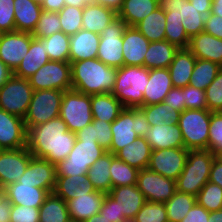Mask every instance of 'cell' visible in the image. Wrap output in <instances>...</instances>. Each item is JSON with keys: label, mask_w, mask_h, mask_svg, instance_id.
<instances>
[{"label": "cell", "mask_w": 222, "mask_h": 222, "mask_svg": "<svg viewBox=\"0 0 222 222\" xmlns=\"http://www.w3.org/2000/svg\"><path fill=\"white\" fill-rule=\"evenodd\" d=\"M76 134L59 117L27 130V148L33 157L54 165L66 159L75 145Z\"/></svg>", "instance_id": "obj_1"}, {"label": "cell", "mask_w": 222, "mask_h": 222, "mask_svg": "<svg viewBox=\"0 0 222 222\" xmlns=\"http://www.w3.org/2000/svg\"><path fill=\"white\" fill-rule=\"evenodd\" d=\"M116 72L97 58L72 62V89L87 95L111 93Z\"/></svg>", "instance_id": "obj_2"}, {"label": "cell", "mask_w": 222, "mask_h": 222, "mask_svg": "<svg viewBox=\"0 0 222 222\" xmlns=\"http://www.w3.org/2000/svg\"><path fill=\"white\" fill-rule=\"evenodd\" d=\"M149 69L144 66H122L117 69L112 94L124 108L143 106V93L148 84Z\"/></svg>", "instance_id": "obj_3"}, {"label": "cell", "mask_w": 222, "mask_h": 222, "mask_svg": "<svg viewBox=\"0 0 222 222\" xmlns=\"http://www.w3.org/2000/svg\"><path fill=\"white\" fill-rule=\"evenodd\" d=\"M215 156L209 149L189 150L184 169L176 180L177 191L196 196L209 181Z\"/></svg>", "instance_id": "obj_4"}, {"label": "cell", "mask_w": 222, "mask_h": 222, "mask_svg": "<svg viewBox=\"0 0 222 222\" xmlns=\"http://www.w3.org/2000/svg\"><path fill=\"white\" fill-rule=\"evenodd\" d=\"M211 112L208 109H185L181 112L177 124L183 136L184 148L208 149Z\"/></svg>", "instance_id": "obj_5"}, {"label": "cell", "mask_w": 222, "mask_h": 222, "mask_svg": "<svg viewBox=\"0 0 222 222\" xmlns=\"http://www.w3.org/2000/svg\"><path fill=\"white\" fill-rule=\"evenodd\" d=\"M106 152L96 140H75L68 157L56 165L57 176L87 174L94 162Z\"/></svg>", "instance_id": "obj_6"}, {"label": "cell", "mask_w": 222, "mask_h": 222, "mask_svg": "<svg viewBox=\"0 0 222 222\" xmlns=\"http://www.w3.org/2000/svg\"><path fill=\"white\" fill-rule=\"evenodd\" d=\"M63 95L57 89L35 90L24 118L26 130L59 117Z\"/></svg>", "instance_id": "obj_7"}, {"label": "cell", "mask_w": 222, "mask_h": 222, "mask_svg": "<svg viewBox=\"0 0 222 222\" xmlns=\"http://www.w3.org/2000/svg\"><path fill=\"white\" fill-rule=\"evenodd\" d=\"M68 130L76 133L93 121L91 95L73 89L64 91L59 112Z\"/></svg>", "instance_id": "obj_8"}, {"label": "cell", "mask_w": 222, "mask_h": 222, "mask_svg": "<svg viewBox=\"0 0 222 222\" xmlns=\"http://www.w3.org/2000/svg\"><path fill=\"white\" fill-rule=\"evenodd\" d=\"M33 92L34 90L28 79L12 75L11 78L0 87V108L24 119Z\"/></svg>", "instance_id": "obj_9"}, {"label": "cell", "mask_w": 222, "mask_h": 222, "mask_svg": "<svg viewBox=\"0 0 222 222\" xmlns=\"http://www.w3.org/2000/svg\"><path fill=\"white\" fill-rule=\"evenodd\" d=\"M126 27L127 24L117 17L100 34L97 59L109 67L118 69L124 66L122 45Z\"/></svg>", "instance_id": "obj_10"}, {"label": "cell", "mask_w": 222, "mask_h": 222, "mask_svg": "<svg viewBox=\"0 0 222 222\" xmlns=\"http://www.w3.org/2000/svg\"><path fill=\"white\" fill-rule=\"evenodd\" d=\"M33 90L72 89L71 63L49 60L28 78Z\"/></svg>", "instance_id": "obj_11"}, {"label": "cell", "mask_w": 222, "mask_h": 222, "mask_svg": "<svg viewBox=\"0 0 222 222\" xmlns=\"http://www.w3.org/2000/svg\"><path fill=\"white\" fill-rule=\"evenodd\" d=\"M160 7L165 11L166 20L182 21L189 38L204 31L206 16L189 0H160Z\"/></svg>", "instance_id": "obj_12"}, {"label": "cell", "mask_w": 222, "mask_h": 222, "mask_svg": "<svg viewBox=\"0 0 222 222\" xmlns=\"http://www.w3.org/2000/svg\"><path fill=\"white\" fill-rule=\"evenodd\" d=\"M136 186L146 201L167 202L177 191L176 181L148 168L139 170Z\"/></svg>", "instance_id": "obj_13"}, {"label": "cell", "mask_w": 222, "mask_h": 222, "mask_svg": "<svg viewBox=\"0 0 222 222\" xmlns=\"http://www.w3.org/2000/svg\"><path fill=\"white\" fill-rule=\"evenodd\" d=\"M188 152L186 148L153 150L148 169L176 181L184 169Z\"/></svg>", "instance_id": "obj_14"}, {"label": "cell", "mask_w": 222, "mask_h": 222, "mask_svg": "<svg viewBox=\"0 0 222 222\" xmlns=\"http://www.w3.org/2000/svg\"><path fill=\"white\" fill-rule=\"evenodd\" d=\"M32 157L27 147L0 150V187L18 182Z\"/></svg>", "instance_id": "obj_15"}, {"label": "cell", "mask_w": 222, "mask_h": 222, "mask_svg": "<svg viewBox=\"0 0 222 222\" xmlns=\"http://www.w3.org/2000/svg\"><path fill=\"white\" fill-rule=\"evenodd\" d=\"M33 35L29 32L13 31L0 34V59L13 72L28 53Z\"/></svg>", "instance_id": "obj_16"}, {"label": "cell", "mask_w": 222, "mask_h": 222, "mask_svg": "<svg viewBox=\"0 0 222 222\" xmlns=\"http://www.w3.org/2000/svg\"><path fill=\"white\" fill-rule=\"evenodd\" d=\"M27 147L24 119L0 108V150Z\"/></svg>", "instance_id": "obj_17"}, {"label": "cell", "mask_w": 222, "mask_h": 222, "mask_svg": "<svg viewBox=\"0 0 222 222\" xmlns=\"http://www.w3.org/2000/svg\"><path fill=\"white\" fill-rule=\"evenodd\" d=\"M57 179L56 165L45 159L32 157L24 174L19 178V183L35 185L49 193L54 192Z\"/></svg>", "instance_id": "obj_18"}, {"label": "cell", "mask_w": 222, "mask_h": 222, "mask_svg": "<svg viewBox=\"0 0 222 222\" xmlns=\"http://www.w3.org/2000/svg\"><path fill=\"white\" fill-rule=\"evenodd\" d=\"M134 130H136V108H124L111 123L110 152L113 155L139 137Z\"/></svg>", "instance_id": "obj_19"}, {"label": "cell", "mask_w": 222, "mask_h": 222, "mask_svg": "<svg viewBox=\"0 0 222 222\" xmlns=\"http://www.w3.org/2000/svg\"><path fill=\"white\" fill-rule=\"evenodd\" d=\"M150 41L134 26H127L123 33V58L125 66H144Z\"/></svg>", "instance_id": "obj_20"}, {"label": "cell", "mask_w": 222, "mask_h": 222, "mask_svg": "<svg viewBox=\"0 0 222 222\" xmlns=\"http://www.w3.org/2000/svg\"><path fill=\"white\" fill-rule=\"evenodd\" d=\"M116 202L119 216L131 222L146 202L145 197L136 185L117 186L108 193Z\"/></svg>", "instance_id": "obj_21"}, {"label": "cell", "mask_w": 222, "mask_h": 222, "mask_svg": "<svg viewBox=\"0 0 222 222\" xmlns=\"http://www.w3.org/2000/svg\"><path fill=\"white\" fill-rule=\"evenodd\" d=\"M50 193L35 185L21 184L19 182L11 183L4 188V196L12 205H21L27 207L40 208Z\"/></svg>", "instance_id": "obj_22"}, {"label": "cell", "mask_w": 222, "mask_h": 222, "mask_svg": "<svg viewBox=\"0 0 222 222\" xmlns=\"http://www.w3.org/2000/svg\"><path fill=\"white\" fill-rule=\"evenodd\" d=\"M153 150L166 148H184L183 136L178 124H162L150 127L144 135Z\"/></svg>", "instance_id": "obj_23"}, {"label": "cell", "mask_w": 222, "mask_h": 222, "mask_svg": "<svg viewBox=\"0 0 222 222\" xmlns=\"http://www.w3.org/2000/svg\"><path fill=\"white\" fill-rule=\"evenodd\" d=\"M100 35L81 29L70 36L69 62L97 58Z\"/></svg>", "instance_id": "obj_24"}, {"label": "cell", "mask_w": 222, "mask_h": 222, "mask_svg": "<svg viewBox=\"0 0 222 222\" xmlns=\"http://www.w3.org/2000/svg\"><path fill=\"white\" fill-rule=\"evenodd\" d=\"M172 88L168 68L150 69L148 84L143 93V106L162 103Z\"/></svg>", "instance_id": "obj_25"}, {"label": "cell", "mask_w": 222, "mask_h": 222, "mask_svg": "<svg viewBox=\"0 0 222 222\" xmlns=\"http://www.w3.org/2000/svg\"><path fill=\"white\" fill-rule=\"evenodd\" d=\"M188 49L196 59L209 60L222 67V39L203 31L190 38Z\"/></svg>", "instance_id": "obj_26"}, {"label": "cell", "mask_w": 222, "mask_h": 222, "mask_svg": "<svg viewBox=\"0 0 222 222\" xmlns=\"http://www.w3.org/2000/svg\"><path fill=\"white\" fill-rule=\"evenodd\" d=\"M105 195L106 193L96 190L67 201L70 219L83 222L98 214Z\"/></svg>", "instance_id": "obj_27"}, {"label": "cell", "mask_w": 222, "mask_h": 222, "mask_svg": "<svg viewBox=\"0 0 222 222\" xmlns=\"http://www.w3.org/2000/svg\"><path fill=\"white\" fill-rule=\"evenodd\" d=\"M49 60V56L45 51V41L41 38L33 37L31 39L28 53L13 72V75L19 78L28 79Z\"/></svg>", "instance_id": "obj_28"}, {"label": "cell", "mask_w": 222, "mask_h": 222, "mask_svg": "<svg viewBox=\"0 0 222 222\" xmlns=\"http://www.w3.org/2000/svg\"><path fill=\"white\" fill-rule=\"evenodd\" d=\"M195 63L196 57L188 48H180L176 51L168 67L173 87L182 88L189 85Z\"/></svg>", "instance_id": "obj_29"}, {"label": "cell", "mask_w": 222, "mask_h": 222, "mask_svg": "<svg viewBox=\"0 0 222 222\" xmlns=\"http://www.w3.org/2000/svg\"><path fill=\"white\" fill-rule=\"evenodd\" d=\"M87 174L75 176H57L54 193L66 202L78 196L95 192Z\"/></svg>", "instance_id": "obj_30"}, {"label": "cell", "mask_w": 222, "mask_h": 222, "mask_svg": "<svg viewBox=\"0 0 222 222\" xmlns=\"http://www.w3.org/2000/svg\"><path fill=\"white\" fill-rule=\"evenodd\" d=\"M117 17L115 10L98 3L85 6L82 13V29L100 35L104 28Z\"/></svg>", "instance_id": "obj_31"}, {"label": "cell", "mask_w": 222, "mask_h": 222, "mask_svg": "<svg viewBox=\"0 0 222 222\" xmlns=\"http://www.w3.org/2000/svg\"><path fill=\"white\" fill-rule=\"evenodd\" d=\"M151 152V146L145 138L138 137L134 142L120 149L115 156L128 165L142 170L148 168Z\"/></svg>", "instance_id": "obj_32"}, {"label": "cell", "mask_w": 222, "mask_h": 222, "mask_svg": "<svg viewBox=\"0 0 222 222\" xmlns=\"http://www.w3.org/2000/svg\"><path fill=\"white\" fill-rule=\"evenodd\" d=\"M15 31L32 33L38 23L42 7L31 0H14Z\"/></svg>", "instance_id": "obj_33"}, {"label": "cell", "mask_w": 222, "mask_h": 222, "mask_svg": "<svg viewBox=\"0 0 222 222\" xmlns=\"http://www.w3.org/2000/svg\"><path fill=\"white\" fill-rule=\"evenodd\" d=\"M123 109V104L112 93L91 95L93 119L112 123Z\"/></svg>", "instance_id": "obj_34"}, {"label": "cell", "mask_w": 222, "mask_h": 222, "mask_svg": "<svg viewBox=\"0 0 222 222\" xmlns=\"http://www.w3.org/2000/svg\"><path fill=\"white\" fill-rule=\"evenodd\" d=\"M160 6V0H123L117 12L127 26H135Z\"/></svg>", "instance_id": "obj_35"}, {"label": "cell", "mask_w": 222, "mask_h": 222, "mask_svg": "<svg viewBox=\"0 0 222 222\" xmlns=\"http://www.w3.org/2000/svg\"><path fill=\"white\" fill-rule=\"evenodd\" d=\"M178 48L167 40L149 43L145 54L144 67L150 69L168 68Z\"/></svg>", "instance_id": "obj_36"}, {"label": "cell", "mask_w": 222, "mask_h": 222, "mask_svg": "<svg viewBox=\"0 0 222 222\" xmlns=\"http://www.w3.org/2000/svg\"><path fill=\"white\" fill-rule=\"evenodd\" d=\"M134 27L150 42L164 41L166 28L165 11L159 6Z\"/></svg>", "instance_id": "obj_37"}, {"label": "cell", "mask_w": 222, "mask_h": 222, "mask_svg": "<svg viewBox=\"0 0 222 222\" xmlns=\"http://www.w3.org/2000/svg\"><path fill=\"white\" fill-rule=\"evenodd\" d=\"M111 152L104 153L87 171L89 182L97 191L108 194L112 189L110 179Z\"/></svg>", "instance_id": "obj_38"}, {"label": "cell", "mask_w": 222, "mask_h": 222, "mask_svg": "<svg viewBox=\"0 0 222 222\" xmlns=\"http://www.w3.org/2000/svg\"><path fill=\"white\" fill-rule=\"evenodd\" d=\"M69 220L67 202L54 192L50 193L39 208V222H68Z\"/></svg>", "instance_id": "obj_39"}, {"label": "cell", "mask_w": 222, "mask_h": 222, "mask_svg": "<svg viewBox=\"0 0 222 222\" xmlns=\"http://www.w3.org/2000/svg\"><path fill=\"white\" fill-rule=\"evenodd\" d=\"M164 204L167 210L168 222H181L196 204V196L176 191Z\"/></svg>", "instance_id": "obj_40"}, {"label": "cell", "mask_w": 222, "mask_h": 222, "mask_svg": "<svg viewBox=\"0 0 222 222\" xmlns=\"http://www.w3.org/2000/svg\"><path fill=\"white\" fill-rule=\"evenodd\" d=\"M140 109L146 115L147 121L150 126L162 125V124H177L180 118L181 112L175 110L167 103H158L148 106H141Z\"/></svg>", "instance_id": "obj_41"}, {"label": "cell", "mask_w": 222, "mask_h": 222, "mask_svg": "<svg viewBox=\"0 0 222 222\" xmlns=\"http://www.w3.org/2000/svg\"><path fill=\"white\" fill-rule=\"evenodd\" d=\"M139 170L111 153L110 179L112 188L117 186L136 185Z\"/></svg>", "instance_id": "obj_42"}, {"label": "cell", "mask_w": 222, "mask_h": 222, "mask_svg": "<svg viewBox=\"0 0 222 222\" xmlns=\"http://www.w3.org/2000/svg\"><path fill=\"white\" fill-rule=\"evenodd\" d=\"M222 67L209 60L196 59L189 85L204 90L216 78Z\"/></svg>", "instance_id": "obj_43"}, {"label": "cell", "mask_w": 222, "mask_h": 222, "mask_svg": "<svg viewBox=\"0 0 222 222\" xmlns=\"http://www.w3.org/2000/svg\"><path fill=\"white\" fill-rule=\"evenodd\" d=\"M43 40L45 41V51L51 61L69 62V35L59 31Z\"/></svg>", "instance_id": "obj_44"}, {"label": "cell", "mask_w": 222, "mask_h": 222, "mask_svg": "<svg viewBox=\"0 0 222 222\" xmlns=\"http://www.w3.org/2000/svg\"><path fill=\"white\" fill-rule=\"evenodd\" d=\"M196 202L208 212L222 209V188L208 181L196 195Z\"/></svg>", "instance_id": "obj_45"}, {"label": "cell", "mask_w": 222, "mask_h": 222, "mask_svg": "<svg viewBox=\"0 0 222 222\" xmlns=\"http://www.w3.org/2000/svg\"><path fill=\"white\" fill-rule=\"evenodd\" d=\"M59 31L62 29L58 12L43 10L31 34L34 38L44 39Z\"/></svg>", "instance_id": "obj_46"}, {"label": "cell", "mask_w": 222, "mask_h": 222, "mask_svg": "<svg viewBox=\"0 0 222 222\" xmlns=\"http://www.w3.org/2000/svg\"><path fill=\"white\" fill-rule=\"evenodd\" d=\"M83 8L65 6L58 12L62 32L66 35H74L82 29Z\"/></svg>", "instance_id": "obj_47"}, {"label": "cell", "mask_w": 222, "mask_h": 222, "mask_svg": "<svg viewBox=\"0 0 222 222\" xmlns=\"http://www.w3.org/2000/svg\"><path fill=\"white\" fill-rule=\"evenodd\" d=\"M131 222H168L165 204L146 201Z\"/></svg>", "instance_id": "obj_48"}, {"label": "cell", "mask_w": 222, "mask_h": 222, "mask_svg": "<svg viewBox=\"0 0 222 222\" xmlns=\"http://www.w3.org/2000/svg\"><path fill=\"white\" fill-rule=\"evenodd\" d=\"M182 21L166 20L165 40L178 49L188 48L190 38L187 36Z\"/></svg>", "instance_id": "obj_49"}, {"label": "cell", "mask_w": 222, "mask_h": 222, "mask_svg": "<svg viewBox=\"0 0 222 222\" xmlns=\"http://www.w3.org/2000/svg\"><path fill=\"white\" fill-rule=\"evenodd\" d=\"M208 110L218 112L222 110V68L218 71L216 78L205 89Z\"/></svg>", "instance_id": "obj_50"}, {"label": "cell", "mask_w": 222, "mask_h": 222, "mask_svg": "<svg viewBox=\"0 0 222 222\" xmlns=\"http://www.w3.org/2000/svg\"><path fill=\"white\" fill-rule=\"evenodd\" d=\"M208 149L217 155L222 150V113L211 112Z\"/></svg>", "instance_id": "obj_51"}, {"label": "cell", "mask_w": 222, "mask_h": 222, "mask_svg": "<svg viewBox=\"0 0 222 222\" xmlns=\"http://www.w3.org/2000/svg\"><path fill=\"white\" fill-rule=\"evenodd\" d=\"M183 98L186 109H208L204 90L187 85L183 87Z\"/></svg>", "instance_id": "obj_52"}, {"label": "cell", "mask_w": 222, "mask_h": 222, "mask_svg": "<svg viewBox=\"0 0 222 222\" xmlns=\"http://www.w3.org/2000/svg\"><path fill=\"white\" fill-rule=\"evenodd\" d=\"M14 0H0V34L15 31Z\"/></svg>", "instance_id": "obj_53"}, {"label": "cell", "mask_w": 222, "mask_h": 222, "mask_svg": "<svg viewBox=\"0 0 222 222\" xmlns=\"http://www.w3.org/2000/svg\"><path fill=\"white\" fill-rule=\"evenodd\" d=\"M94 139L106 151L110 152L112 143L111 123L103 120L93 119Z\"/></svg>", "instance_id": "obj_54"}, {"label": "cell", "mask_w": 222, "mask_h": 222, "mask_svg": "<svg viewBox=\"0 0 222 222\" xmlns=\"http://www.w3.org/2000/svg\"><path fill=\"white\" fill-rule=\"evenodd\" d=\"M10 222H39V208L12 205Z\"/></svg>", "instance_id": "obj_55"}, {"label": "cell", "mask_w": 222, "mask_h": 222, "mask_svg": "<svg viewBox=\"0 0 222 222\" xmlns=\"http://www.w3.org/2000/svg\"><path fill=\"white\" fill-rule=\"evenodd\" d=\"M99 213L110 222H129L125 216H119L117 202L109 194L105 195Z\"/></svg>", "instance_id": "obj_56"}, {"label": "cell", "mask_w": 222, "mask_h": 222, "mask_svg": "<svg viewBox=\"0 0 222 222\" xmlns=\"http://www.w3.org/2000/svg\"><path fill=\"white\" fill-rule=\"evenodd\" d=\"M204 32L222 39V17L210 12L205 18Z\"/></svg>", "instance_id": "obj_57"}, {"label": "cell", "mask_w": 222, "mask_h": 222, "mask_svg": "<svg viewBox=\"0 0 222 222\" xmlns=\"http://www.w3.org/2000/svg\"><path fill=\"white\" fill-rule=\"evenodd\" d=\"M164 103H167L169 106L174 108L175 110H178L180 112H183L185 108L184 104V98H183V87H173L165 97Z\"/></svg>", "instance_id": "obj_58"}, {"label": "cell", "mask_w": 222, "mask_h": 222, "mask_svg": "<svg viewBox=\"0 0 222 222\" xmlns=\"http://www.w3.org/2000/svg\"><path fill=\"white\" fill-rule=\"evenodd\" d=\"M209 214L210 212L196 202L181 222H207Z\"/></svg>", "instance_id": "obj_59"}, {"label": "cell", "mask_w": 222, "mask_h": 222, "mask_svg": "<svg viewBox=\"0 0 222 222\" xmlns=\"http://www.w3.org/2000/svg\"><path fill=\"white\" fill-rule=\"evenodd\" d=\"M150 125L147 121L146 115L140 108H136V130L135 133L139 137H144V135L150 130Z\"/></svg>", "instance_id": "obj_60"}, {"label": "cell", "mask_w": 222, "mask_h": 222, "mask_svg": "<svg viewBox=\"0 0 222 222\" xmlns=\"http://www.w3.org/2000/svg\"><path fill=\"white\" fill-rule=\"evenodd\" d=\"M209 181L222 188V160L215 156L209 173Z\"/></svg>", "instance_id": "obj_61"}, {"label": "cell", "mask_w": 222, "mask_h": 222, "mask_svg": "<svg viewBox=\"0 0 222 222\" xmlns=\"http://www.w3.org/2000/svg\"><path fill=\"white\" fill-rule=\"evenodd\" d=\"M11 207L10 201L3 196L0 199V222H10Z\"/></svg>", "instance_id": "obj_62"}, {"label": "cell", "mask_w": 222, "mask_h": 222, "mask_svg": "<svg viewBox=\"0 0 222 222\" xmlns=\"http://www.w3.org/2000/svg\"><path fill=\"white\" fill-rule=\"evenodd\" d=\"M41 7L43 10L59 12L65 7V0H44Z\"/></svg>", "instance_id": "obj_63"}, {"label": "cell", "mask_w": 222, "mask_h": 222, "mask_svg": "<svg viewBox=\"0 0 222 222\" xmlns=\"http://www.w3.org/2000/svg\"><path fill=\"white\" fill-rule=\"evenodd\" d=\"M75 134L76 140H96L94 139V125L92 122Z\"/></svg>", "instance_id": "obj_64"}, {"label": "cell", "mask_w": 222, "mask_h": 222, "mask_svg": "<svg viewBox=\"0 0 222 222\" xmlns=\"http://www.w3.org/2000/svg\"><path fill=\"white\" fill-rule=\"evenodd\" d=\"M192 6H195L200 13L207 16L211 12L212 0H189Z\"/></svg>", "instance_id": "obj_65"}, {"label": "cell", "mask_w": 222, "mask_h": 222, "mask_svg": "<svg viewBox=\"0 0 222 222\" xmlns=\"http://www.w3.org/2000/svg\"><path fill=\"white\" fill-rule=\"evenodd\" d=\"M12 75L13 71L0 59V87L6 83Z\"/></svg>", "instance_id": "obj_66"}, {"label": "cell", "mask_w": 222, "mask_h": 222, "mask_svg": "<svg viewBox=\"0 0 222 222\" xmlns=\"http://www.w3.org/2000/svg\"><path fill=\"white\" fill-rule=\"evenodd\" d=\"M97 3L118 12L122 7L123 0H97Z\"/></svg>", "instance_id": "obj_67"}, {"label": "cell", "mask_w": 222, "mask_h": 222, "mask_svg": "<svg viewBox=\"0 0 222 222\" xmlns=\"http://www.w3.org/2000/svg\"><path fill=\"white\" fill-rule=\"evenodd\" d=\"M211 13L222 17V0H212Z\"/></svg>", "instance_id": "obj_68"}, {"label": "cell", "mask_w": 222, "mask_h": 222, "mask_svg": "<svg viewBox=\"0 0 222 222\" xmlns=\"http://www.w3.org/2000/svg\"><path fill=\"white\" fill-rule=\"evenodd\" d=\"M207 222H222V209L210 212Z\"/></svg>", "instance_id": "obj_69"}, {"label": "cell", "mask_w": 222, "mask_h": 222, "mask_svg": "<svg viewBox=\"0 0 222 222\" xmlns=\"http://www.w3.org/2000/svg\"><path fill=\"white\" fill-rule=\"evenodd\" d=\"M83 222H110V221L107 218L103 217L100 213H98Z\"/></svg>", "instance_id": "obj_70"}, {"label": "cell", "mask_w": 222, "mask_h": 222, "mask_svg": "<svg viewBox=\"0 0 222 222\" xmlns=\"http://www.w3.org/2000/svg\"><path fill=\"white\" fill-rule=\"evenodd\" d=\"M92 4H97V0H79V8H84Z\"/></svg>", "instance_id": "obj_71"}, {"label": "cell", "mask_w": 222, "mask_h": 222, "mask_svg": "<svg viewBox=\"0 0 222 222\" xmlns=\"http://www.w3.org/2000/svg\"><path fill=\"white\" fill-rule=\"evenodd\" d=\"M65 6H73L79 8V0H65Z\"/></svg>", "instance_id": "obj_72"}, {"label": "cell", "mask_w": 222, "mask_h": 222, "mask_svg": "<svg viewBox=\"0 0 222 222\" xmlns=\"http://www.w3.org/2000/svg\"><path fill=\"white\" fill-rule=\"evenodd\" d=\"M31 1L41 6L44 0H31Z\"/></svg>", "instance_id": "obj_73"}, {"label": "cell", "mask_w": 222, "mask_h": 222, "mask_svg": "<svg viewBox=\"0 0 222 222\" xmlns=\"http://www.w3.org/2000/svg\"><path fill=\"white\" fill-rule=\"evenodd\" d=\"M4 196V189L0 187V199Z\"/></svg>", "instance_id": "obj_74"}, {"label": "cell", "mask_w": 222, "mask_h": 222, "mask_svg": "<svg viewBox=\"0 0 222 222\" xmlns=\"http://www.w3.org/2000/svg\"><path fill=\"white\" fill-rule=\"evenodd\" d=\"M216 156L222 160V150Z\"/></svg>", "instance_id": "obj_75"}, {"label": "cell", "mask_w": 222, "mask_h": 222, "mask_svg": "<svg viewBox=\"0 0 222 222\" xmlns=\"http://www.w3.org/2000/svg\"><path fill=\"white\" fill-rule=\"evenodd\" d=\"M68 222H78V221H75V220H71V219H70Z\"/></svg>", "instance_id": "obj_76"}]
</instances>
